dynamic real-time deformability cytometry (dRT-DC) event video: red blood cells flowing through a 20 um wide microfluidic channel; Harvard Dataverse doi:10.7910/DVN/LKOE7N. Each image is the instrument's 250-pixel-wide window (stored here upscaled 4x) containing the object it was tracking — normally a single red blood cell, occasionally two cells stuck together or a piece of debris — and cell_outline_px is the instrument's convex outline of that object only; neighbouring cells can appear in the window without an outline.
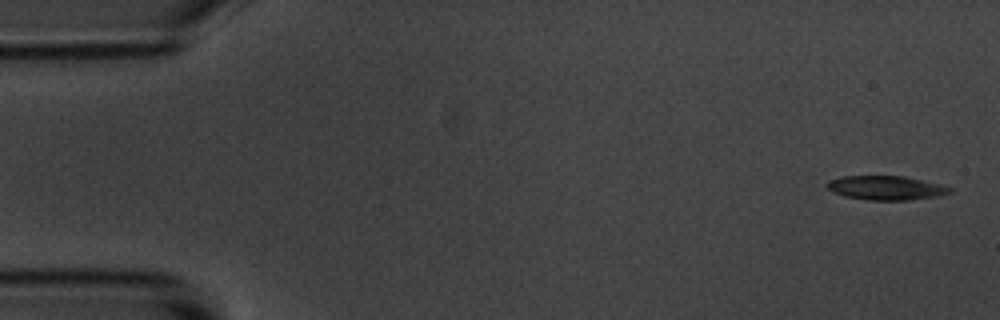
{"species": "common noctule bat (a hibernating species)", "species_latin": "Nyctalus noctula", "temperature_condition": "room temperature", "stored_images_in_passage": 4, "camera_frame_rate_fps": 3000, "um_per_image_px": 0.085, "animal": {"sex": "male", "body_mass_g": 20.1, "forearm_length_mm": 53.5}, "frame": {"image": 1, "passage_image": 1, "time_ms": 0.0, "image_size_px": [1000, 320], "cell_outline_px": [[952, 192], [940, 196], [908, 200], [868, 200], [844, 196], [832, 192], [824, 184], [828, 180], [840, 176], [904, 176], [952, 188]], "centroid_in_image_um": [75.24, 15.97], "position_along_channel_um": 9.8, "area_um2": 17.22}}